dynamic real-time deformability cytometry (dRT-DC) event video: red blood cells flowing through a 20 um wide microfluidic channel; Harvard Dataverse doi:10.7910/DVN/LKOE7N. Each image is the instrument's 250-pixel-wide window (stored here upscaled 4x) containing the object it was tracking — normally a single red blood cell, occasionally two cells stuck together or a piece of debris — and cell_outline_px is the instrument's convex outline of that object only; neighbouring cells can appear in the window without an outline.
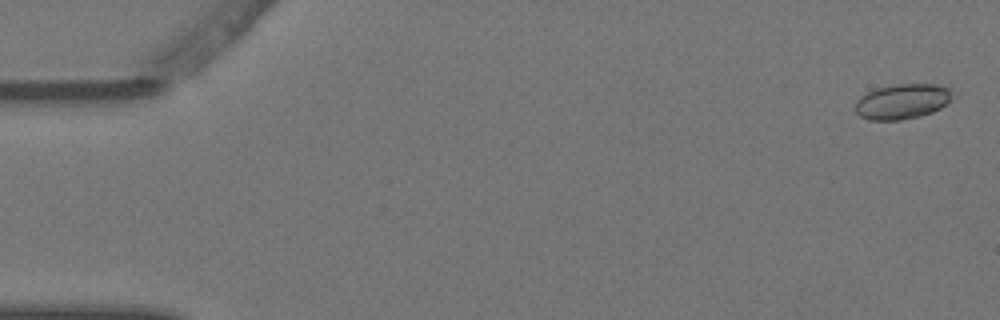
{"species": "Egyptian fruit bat (a non-hibernating species)", "species_latin": "Rousettus aegyptiacus", "temperature_condition": "warm", "stored_images_in_passage": 6, "camera_frame_rate_fps": 3000, "um_per_image_px": 0.085, "animal": {"sex": "female"}, "frame": {"image": 1, "passage_image": 1, "time_ms": 0.0, "image_size_px": [1000, 320], "cell_outline_px": [[952, 100], [948, 104], [932, 112], [920, 116], [900, 120], [868, 120], [860, 116], [856, 112], [856, 100], [860, 96], [876, 88], [896, 84], [940, 84], [952, 88]], "centroid_in_image_um": [76.73, 8.61], "position_along_channel_um": 8.3, "area_um2": 20.17}}
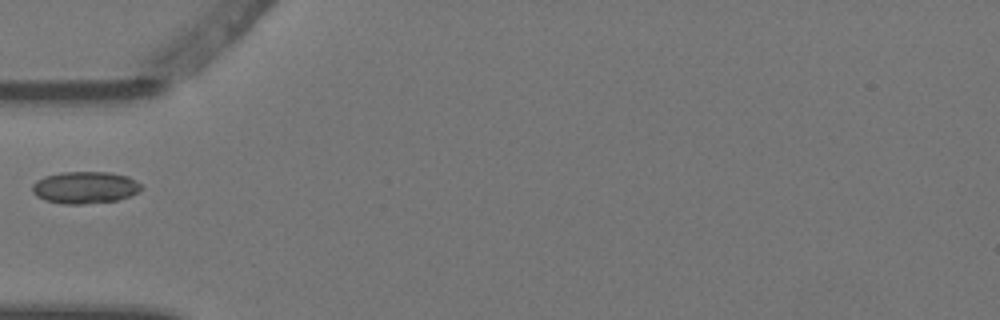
{"frame": {"image": 2, "passage_image": 5, "time_ms": 1.333, "image_size_px": [1000, 320], "cell_outline_px": [[140, 188], [136, 192], [128, 196], [116, 200], [84, 204], [64, 204], [44, 200], [36, 196], [32, 192], [32, 184], [36, 180], [44, 176], [60, 172], [108, 172], [128, 176], [140, 184]], "centroid_in_image_um": [7.15, 15.93], "position_along_channel_um": 77.9, "area_um2": 20.23}}
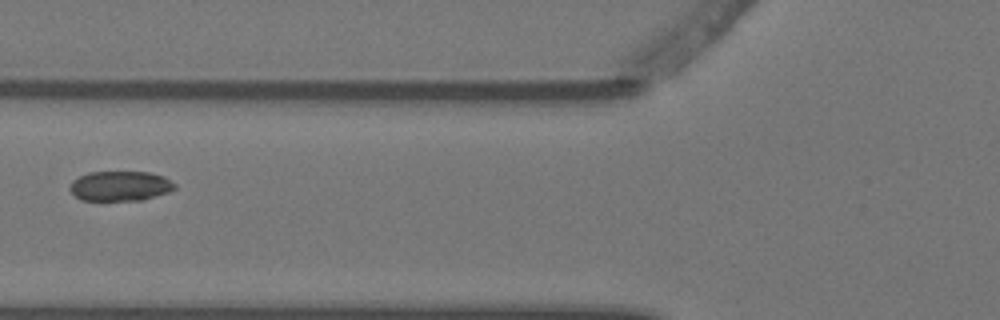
{"frame": {"image": 3, "passage_image": 6, "time_ms": 1.667, "image_size_px": [1000, 320], "cell_outline_px": [[176, 188], [168, 192], [144, 200], [80, 200], [68, 188], [72, 180], [88, 172], [148, 172], [164, 176], [176, 184]], "centroid_in_image_um": [10.22, 15.81], "position_along_channel_um": 115.6, "area_um2": 18.32}}